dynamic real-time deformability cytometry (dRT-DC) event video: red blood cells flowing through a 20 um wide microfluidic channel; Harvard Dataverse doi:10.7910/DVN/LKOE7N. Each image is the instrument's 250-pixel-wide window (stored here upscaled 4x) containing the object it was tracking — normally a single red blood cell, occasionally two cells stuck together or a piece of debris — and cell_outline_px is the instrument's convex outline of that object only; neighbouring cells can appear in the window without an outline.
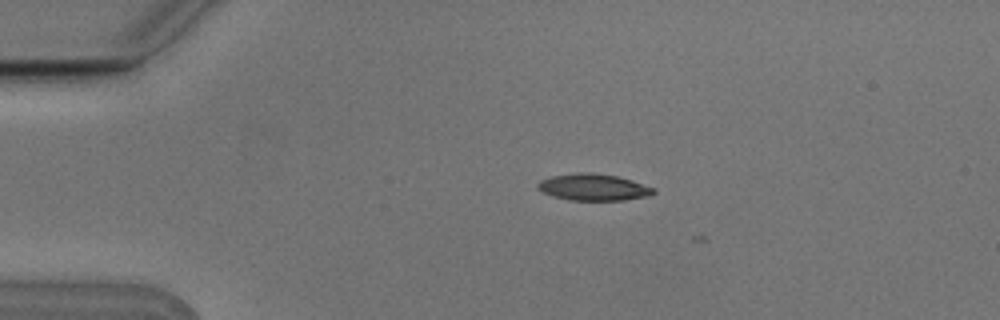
{"species": "Egyptian fruit bat (a non-hibernating species)", "species_latin": "Rousettus aegyptiacus", "temperature_condition": "cold", "stored_images_in_passage": 3, "camera_frame_rate_fps": 3000, "um_per_image_px": 0.085, "animal": {"sex": "male"}, "frame": {"image": 1, "passage_image": 1, "time_ms": 0.0, "image_size_px": [1000, 320], "cell_outline_px": [[656, 192], [648, 196], [624, 200], [568, 200], [552, 196], [536, 188], [536, 184], [540, 180], [552, 176], [576, 172], [592, 172], [616, 176], [632, 180], [656, 188]], "centroid_in_image_um": [50.44, 15.91], "position_along_channel_um": 34.6, "area_um2": 18.15}}